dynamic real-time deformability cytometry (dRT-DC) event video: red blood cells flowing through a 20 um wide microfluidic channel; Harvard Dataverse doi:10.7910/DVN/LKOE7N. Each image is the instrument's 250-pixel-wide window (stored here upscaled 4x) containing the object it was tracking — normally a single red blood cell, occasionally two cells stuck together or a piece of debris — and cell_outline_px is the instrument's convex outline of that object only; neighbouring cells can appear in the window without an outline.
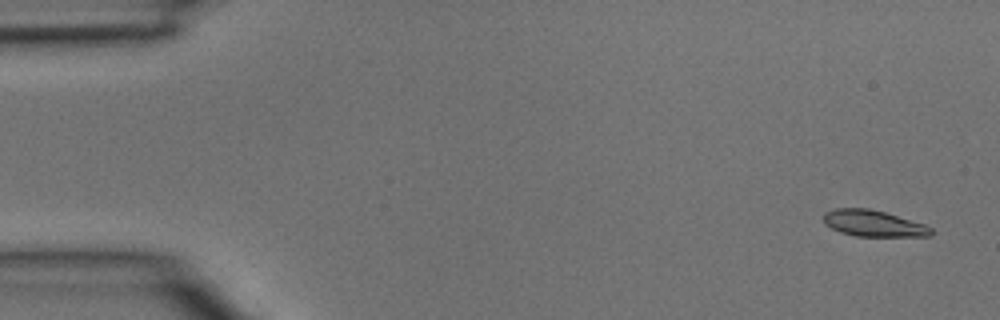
{"species": "common noctule bat (a hibernating species)", "species_latin": "Nyctalus noctula", "temperature_condition": "room temperature", "stored_images_in_passage": 5, "camera_frame_rate_fps": 3000, "um_per_image_px": 0.085, "animal": {"sex": "male", "body_mass_g": 15.6}, "frame": {"image": 1, "passage_image": 1, "time_ms": 0.0, "image_size_px": [1000, 320], "cell_outline_px": [[932, 232], [928, 236], [856, 236], [840, 232], [824, 224], [824, 212], [836, 208], [868, 208], [884, 212], [924, 224], [932, 228]], "centroid_in_image_um": [74.2, 18.98], "position_along_channel_um": 10.8, "area_um2": 16.3}}
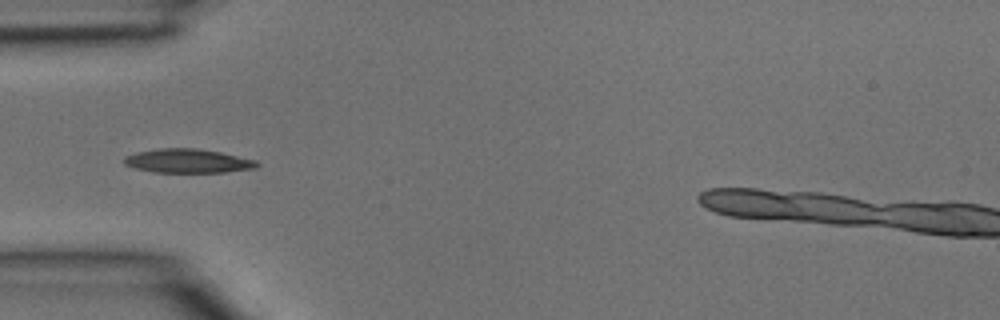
{"frame": {"image": 2, "passage_image": 4, "time_ms": 1.0, "image_size_px": [1000, 320], "cell_outline_px": [[260, 164], [256, 168], [224, 172], [152, 172], [136, 168], [124, 164], [124, 156], [136, 152], [160, 148], [196, 148], [220, 152], [256, 160]], "centroid_in_image_um": [15.96, 13.68], "position_along_channel_um": 69.0, "area_um2": 18.5}}
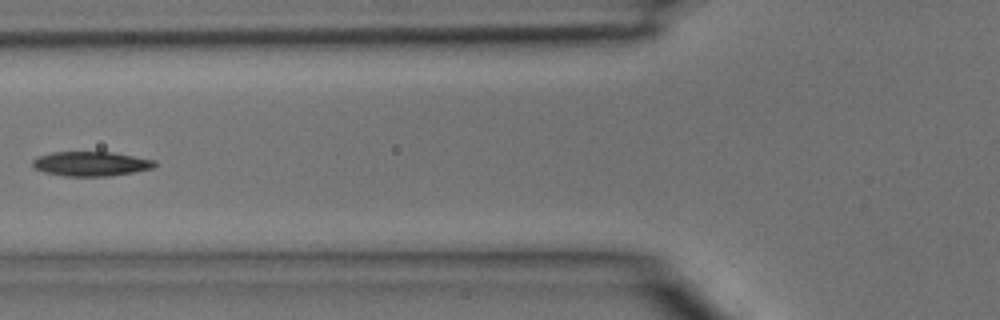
{"frame": {"image": 3, "passage_image": 5, "time_ms": 1.333, "image_size_px": [1000, 320], "cell_outline_px": [[156, 164], [152, 168], [136, 172], [108, 176], [64, 176], [44, 172], [32, 168], [32, 160], [40, 156], [52, 152], [112, 152], [156, 160]], "centroid_in_image_um": [7.72, 13.92], "position_along_channel_um": 118.1, "area_um2": 17.51}}